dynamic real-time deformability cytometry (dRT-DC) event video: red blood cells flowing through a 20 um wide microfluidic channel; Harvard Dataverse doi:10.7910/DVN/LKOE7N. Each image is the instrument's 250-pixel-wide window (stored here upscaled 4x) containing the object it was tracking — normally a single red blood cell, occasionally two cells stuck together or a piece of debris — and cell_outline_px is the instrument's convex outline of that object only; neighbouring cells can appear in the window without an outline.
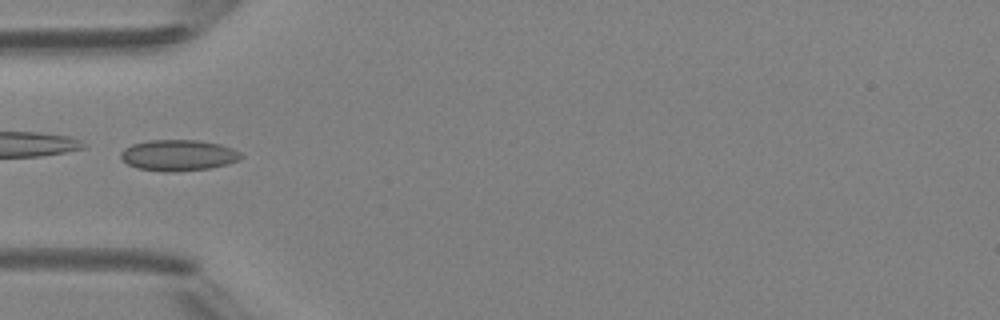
{"species": "Egyptian fruit bat (a non-hibernating species)", "species_latin": "Rousettus aegyptiacus", "temperature_condition": "room temperature", "stored_images_in_passage": 1, "camera_frame_rate_fps": 3000, "um_per_image_px": 0.085, "animal": {"sex": "female"}, "frame": {"image": 1, "passage_image": 1, "time_ms": 0.0, "image_size_px": [1000, 320], "cell_outline_px": [[244, 156], [228, 164], [208, 168], [176, 172], [164, 172], [136, 168], [128, 164], [120, 156], [120, 152], [124, 148], [132, 144], [148, 140], [196, 140], [220, 144], [232, 148], [240, 152]], "centroid_in_image_um": [15.14, 13.2], "position_along_channel_um": 69.9, "area_um2": 21.79}}